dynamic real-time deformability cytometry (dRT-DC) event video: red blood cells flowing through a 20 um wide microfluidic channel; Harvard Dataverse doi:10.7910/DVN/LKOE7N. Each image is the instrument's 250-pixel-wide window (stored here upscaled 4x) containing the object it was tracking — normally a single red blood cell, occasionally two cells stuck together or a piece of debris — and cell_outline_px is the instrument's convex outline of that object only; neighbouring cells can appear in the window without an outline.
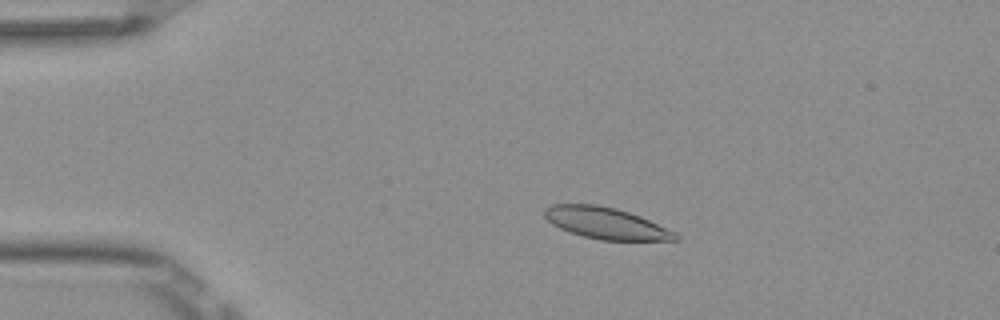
{"species": "Egyptian fruit bat (a non-hibernating species)", "species_latin": "Rousettus aegyptiacus", "temperature_condition": "room temperature", "stored_images_in_passage": 7, "camera_frame_rate_fps": 3000, "um_per_image_px": 0.085, "frame": {"image": 1, "passage_image": 4, "time_ms": 1.0, "image_size_px": [1000, 320], "cell_outline_px": [[680, 240], [600, 240], [584, 236], [560, 228], [552, 224], [544, 216], [544, 208], [552, 204], [596, 204], [616, 208], [640, 216], [676, 232], [680, 236]], "centroid_in_image_um": [51.51, 18.96], "position_along_channel_um": 33.5, "area_um2": 23.93}}
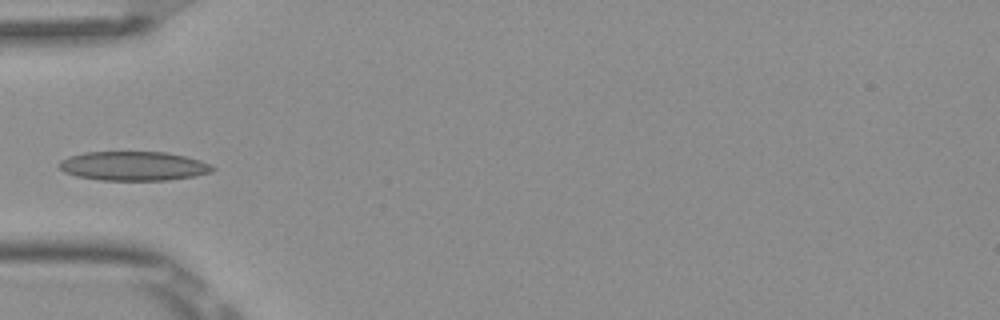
{"frame": {"image": 2, "passage_image": 6, "time_ms": 1.667, "image_size_px": [1000, 320], "cell_outline_px": [[216, 168], [212, 172], [196, 176], [168, 180], [100, 180], [76, 176], [64, 172], [56, 164], [60, 160], [68, 156], [84, 152], [168, 152], [200, 160]], "centroid_in_image_um": [11.32, 14.11], "position_along_channel_um": 73.7, "area_um2": 26.24}}
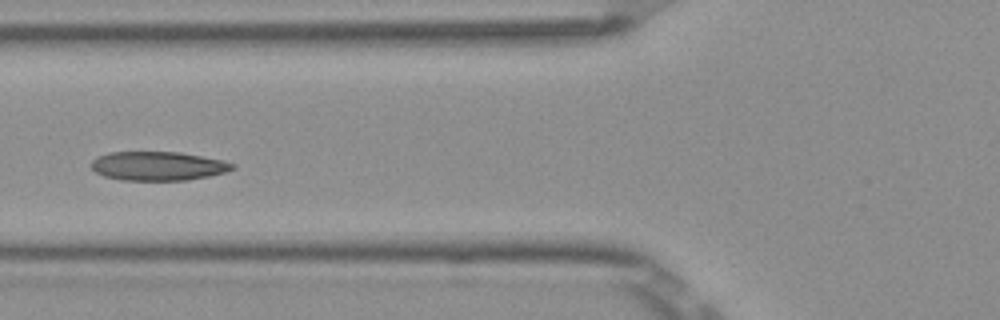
{"frame": {"image": 3, "passage_image": 7, "time_ms": 2.0, "image_size_px": [1000, 320], "cell_outline_px": [[236, 168], [224, 172], [208, 176], [188, 180], [120, 180], [104, 176], [96, 172], [92, 168], [92, 160], [96, 156], [108, 152], [180, 152], [224, 160], [236, 164]], "centroid_in_image_um": [13.44, 14.1], "position_along_channel_um": 112.4, "area_um2": 23.93}}